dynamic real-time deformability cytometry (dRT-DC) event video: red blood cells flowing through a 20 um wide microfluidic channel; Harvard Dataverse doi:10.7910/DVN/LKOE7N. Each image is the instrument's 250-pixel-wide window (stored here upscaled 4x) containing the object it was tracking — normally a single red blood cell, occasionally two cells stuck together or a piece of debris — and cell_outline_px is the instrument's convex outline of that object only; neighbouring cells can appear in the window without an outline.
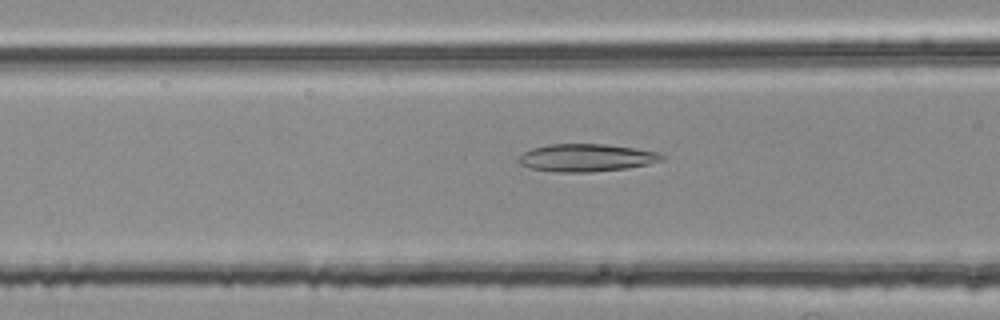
{"species": "common noctule bat (a hibernating species)", "species_latin": "Nyctalus noctula", "temperature_condition": "room temperature", "stored_images_in_passage": 41, "camera_frame_rate_fps": 3000, "um_per_image_px": 0.085, "animal": {"sex": "female", "body_mass_g": 25.1}, "frame": {"image": 1, "passage_image": 9, "time_ms": 2.667, "image_size_px": [1000, 320], "cell_outline_px": [[668, 156], [664, 160], [648, 164], [628, 168], [588, 172], [556, 172], [528, 168], [520, 164], [516, 160], [524, 152], [532, 148], [548, 144], [608, 144], [636, 148], [660, 152]], "centroid_in_image_um": [49.88, 13.4], "position_along_channel_um": 116.7, "area_um2": 23.41}}
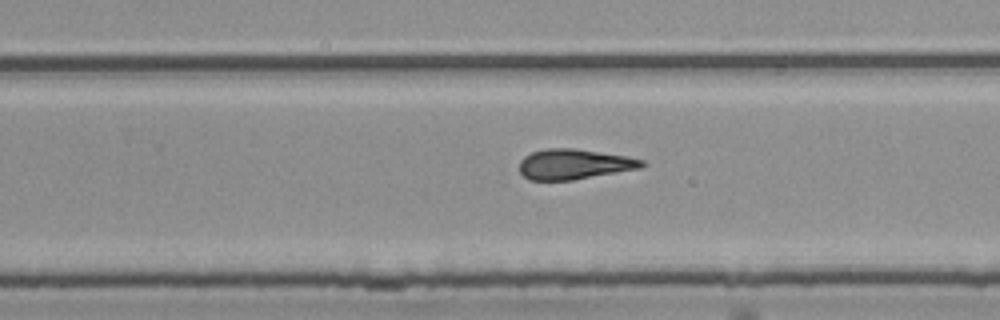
{"frame": {"image": 2, "passage_image": 22, "time_ms": 7.0, "image_size_px": [1000, 320], "cell_outline_px": [[648, 164], [640, 168], [572, 180], [528, 180], [520, 172], [520, 160], [524, 156], [532, 152], [548, 148], [572, 148], [624, 156], [644, 160]], "centroid_in_image_um": [48.78, 13.96], "position_along_channel_um": 281.0, "area_um2": 21.39}}
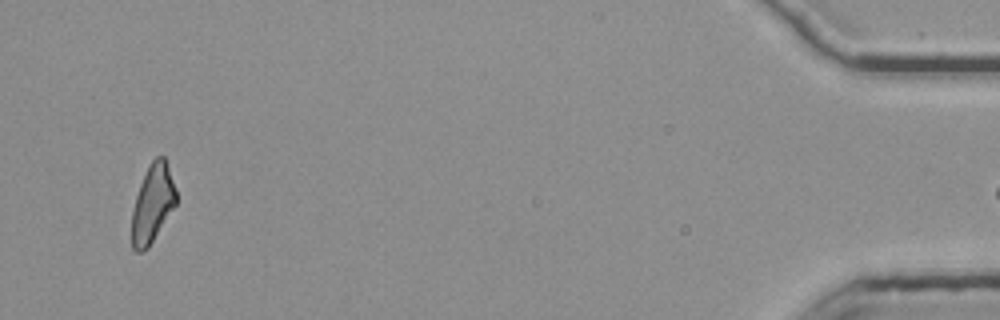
{"frame": {"image": 3, "passage_image": 40, "time_ms": 13.0, "image_size_px": [1000, 320], "cell_outline_px": [[176, 204], [148, 248], [140, 252], [136, 252], [132, 248], [132, 208], [140, 184], [152, 160], [156, 156], [164, 156], [176, 188]], "centroid_in_image_um": [12.96, 17.32], "position_along_channel_um": 422.2, "area_um2": 19.94}}